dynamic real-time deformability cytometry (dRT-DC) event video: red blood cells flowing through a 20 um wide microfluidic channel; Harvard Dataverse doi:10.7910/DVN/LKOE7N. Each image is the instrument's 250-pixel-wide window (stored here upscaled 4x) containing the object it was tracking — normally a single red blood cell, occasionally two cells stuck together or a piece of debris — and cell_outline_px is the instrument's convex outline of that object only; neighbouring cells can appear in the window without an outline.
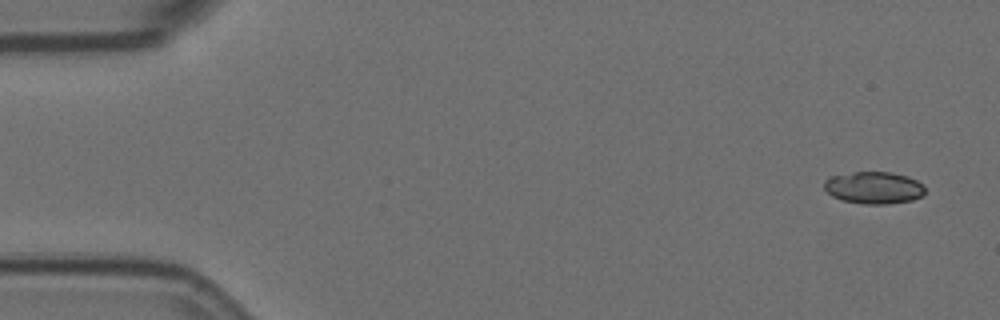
{"species": "Egyptian fruit bat (a non-hibernating species)", "species_latin": "Rousettus aegyptiacus", "temperature_condition": "room temperature", "stored_images_in_passage": 7, "camera_frame_rate_fps": 3000, "um_per_image_px": 0.085, "animal": {"sex": "female"}, "frame": {"image": 1, "passage_image": 1, "time_ms": 0.0, "image_size_px": [1000, 320], "cell_outline_px": [[924, 196], [912, 200], [888, 204], [864, 204], [840, 200], [832, 196], [824, 188], [824, 180], [828, 176], [852, 172], [892, 172], [908, 176], [924, 184]], "centroid_in_image_um": [74.27, 15.95], "position_along_channel_um": 10.7, "area_um2": 19.19}}
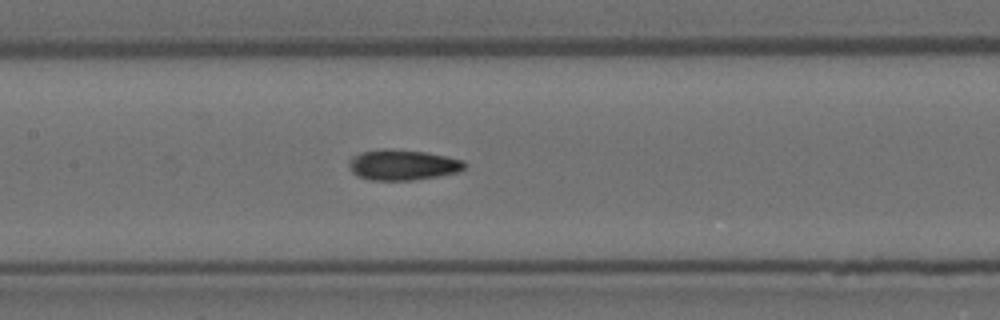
{"frame": {"image": 2, "passage_image": 7, "time_ms": 2.0, "image_size_px": [1000, 320], "cell_outline_px": [[464, 168], [460, 172], [412, 180], [372, 180], [356, 176], [352, 172], [348, 164], [348, 160], [352, 156], [364, 152], [384, 148], [388, 148], [424, 152], [464, 160]], "centroid_in_image_um": [34.19, 14.01], "position_along_channel_um": 173.2, "area_um2": 20.46}}